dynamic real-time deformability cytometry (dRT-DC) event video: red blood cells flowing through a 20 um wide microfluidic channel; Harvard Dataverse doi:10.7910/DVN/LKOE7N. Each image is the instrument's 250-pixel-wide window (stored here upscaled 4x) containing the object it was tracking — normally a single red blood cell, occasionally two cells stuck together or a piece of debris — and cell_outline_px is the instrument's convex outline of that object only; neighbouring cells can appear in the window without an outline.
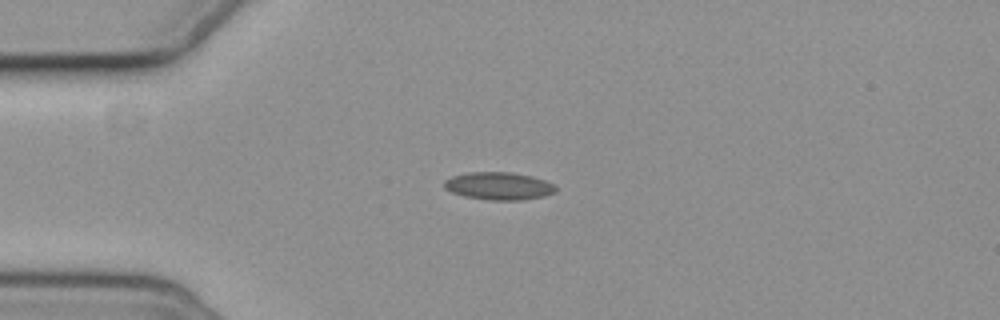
{"species": "common noctule bat (a hibernating species)", "species_latin": "Nyctalus noctula", "temperature_condition": "cold", "stored_images_in_passage": 4, "camera_frame_rate_fps": 3000, "um_per_image_px": 0.085, "animal": {"sex": "female", "body_mass_g": 19.3, "forearm_length_mm": 54.1}, "frame": {"image": 1, "passage_image": 1, "time_ms": 0.0, "image_size_px": [1000, 320], "cell_outline_px": [[556, 192], [544, 196], [524, 200], [492, 200], [464, 196], [452, 192], [444, 188], [444, 180], [452, 176], [468, 172], [512, 172], [532, 176], [544, 180], [552, 184], [556, 188]], "centroid_in_image_um": [42.39, 15.8], "position_along_channel_um": 42.6, "area_um2": 17.98}}
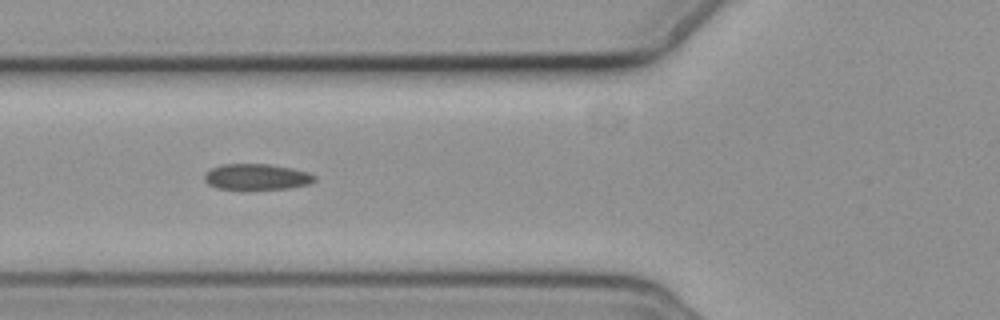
{"frame": {"image": 2, "passage_image": 3, "time_ms": 2.333, "image_size_px": [1000, 320], "cell_outline_px": [[316, 180], [308, 184], [288, 188], [216, 188], [208, 184], [204, 180], [204, 176], [212, 168], [220, 164], [268, 164], [292, 168], [308, 172], [316, 176]], "centroid_in_image_um": [21.83, 15.01], "position_along_channel_um": 104.0, "area_um2": 16.3}}
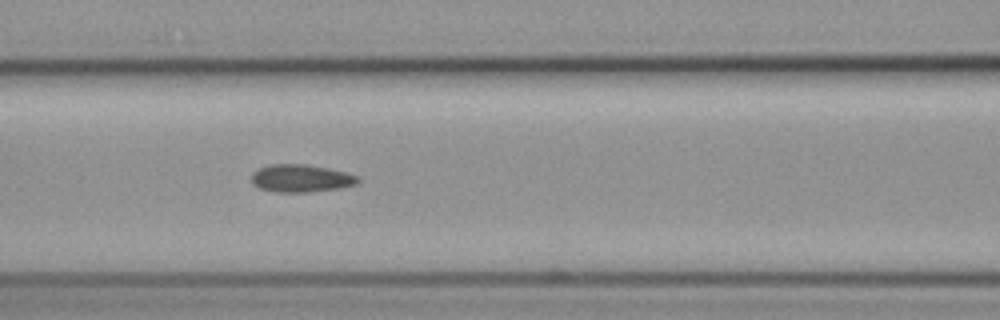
{"frame": {"image": 3, "passage_image": 4, "time_ms": 3.333, "image_size_px": [1000, 320], "cell_outline_px": [[360, 180], [356, 184], [340, 188], [308, 192], [276, 192], [260, 188], [252, 184], [252, 172], [260, 168], [272, 164], [308, 164], [328, 168], [344, 172], [356, 176]], "centroid_in_image_um": [25.56, 15.16], "position_along_channel_um": 141.0, "area_um2": 17.05}}